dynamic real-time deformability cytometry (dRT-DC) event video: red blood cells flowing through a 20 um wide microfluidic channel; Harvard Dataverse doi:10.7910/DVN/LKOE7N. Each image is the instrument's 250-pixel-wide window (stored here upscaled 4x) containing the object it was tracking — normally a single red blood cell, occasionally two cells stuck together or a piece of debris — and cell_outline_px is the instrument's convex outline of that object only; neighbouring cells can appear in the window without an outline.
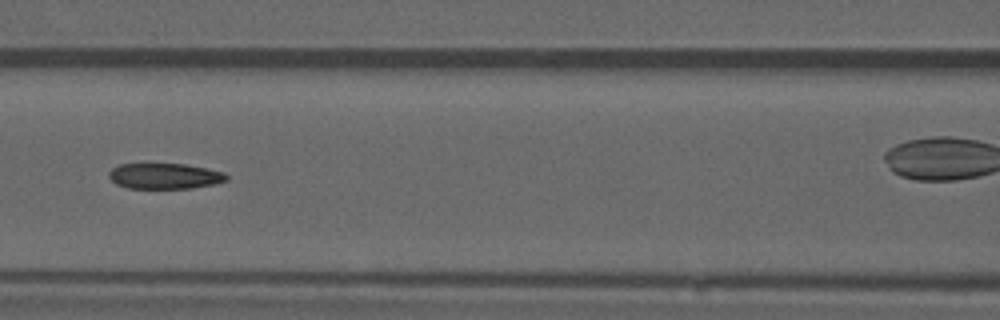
{"species": "common noctule bat (a hibernating species)", "species_latin": "Nyctalus noctula", "temperature_condition": "warm", "stored_images_in_passage": 53, "camera_frame_rate_fps": 3000, "um_per_image_px": 0.085, "animal": {"sex": "male", "forearm_length_mm": 52.5}, "frame": {"image": 1, "passage_image": 23, "time_ms": 7.333, "image_size_px": [1000, 320], "cell_outline_px": [[228, 180], [212, 184], [192, 188], [128, 188], [116, 184], [108, 176], [108, 172], [112, 168], [120, 164], [184, 164], [224, 172], [228, 176]], "centroid_in_image_um": [13.97, 14.96], "position_along_channel_um": 152.6, "area_um2": 17.46}, "authors_computed_cell_mechanics": {"area_um2": 18.8428, "velocity_mm_per_s": 3.9607, "shape_relaxation_time_tau1_ms": null, "shape_relaxation_time_tau2_ms": 2.8201, "deformation_change_tau1": null, "deformation_change_tau2": 0.105}}